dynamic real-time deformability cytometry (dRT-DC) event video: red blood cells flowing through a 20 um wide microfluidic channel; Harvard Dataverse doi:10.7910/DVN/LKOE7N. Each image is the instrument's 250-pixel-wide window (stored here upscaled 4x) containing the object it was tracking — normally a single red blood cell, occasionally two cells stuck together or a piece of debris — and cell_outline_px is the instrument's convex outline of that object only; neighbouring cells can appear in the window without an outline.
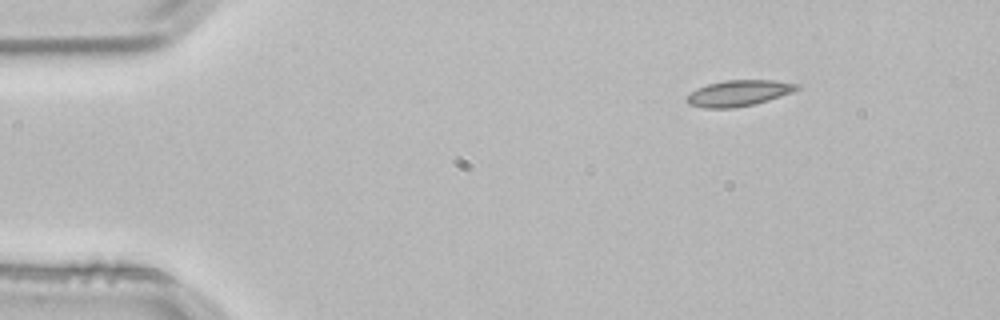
{"species": "common noctule bat (a hibernating species)", "species_latin": "Nyctalus noctula", "temperature_condition": "room temperature", "stored_images_in_passage": 3, "camera_frame_rate_fps": 3000, "um_per_image_px": 0.085, "animal": {"sex": "male", "body_mass_g": 21.5, "forearm_length_mm": 52.0}, "frame": {"image": 1, "passage_image": 1, "time_ms": 0.0, "image_size_px": [1000, 320], "cell_outline_px": [[800, 88], [792, 92], [756, 104], [732, 108], [704, 108], [688, 104], [684, 100], [696, 88], [708, 84], [724, 80], [772, 80], [800, 84]], "centroid_in_image_um": [62.78, 7.92], "position_along_channel_um": 22.2, "area_um2": 16.7}}
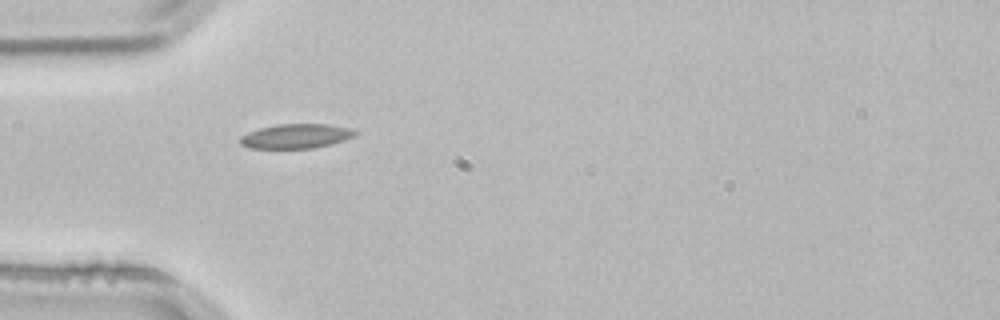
{"frame": {"image": 2, "passage_image": 3, "time_ms": 0.667, "image_size_px": [1000, 320], "cell_outline_px": [[360, 132], [356, 136], [332, 144], [312, 148], [248, 148], [240, 144], [240, 136], [248, 132], [260, 128], [276, 124], [328, 124], [348, 128]], "centroid_in_image_um": [25.17, 11.57], "position_along_channel_um": 59.8, "area_um2": 16.47}}